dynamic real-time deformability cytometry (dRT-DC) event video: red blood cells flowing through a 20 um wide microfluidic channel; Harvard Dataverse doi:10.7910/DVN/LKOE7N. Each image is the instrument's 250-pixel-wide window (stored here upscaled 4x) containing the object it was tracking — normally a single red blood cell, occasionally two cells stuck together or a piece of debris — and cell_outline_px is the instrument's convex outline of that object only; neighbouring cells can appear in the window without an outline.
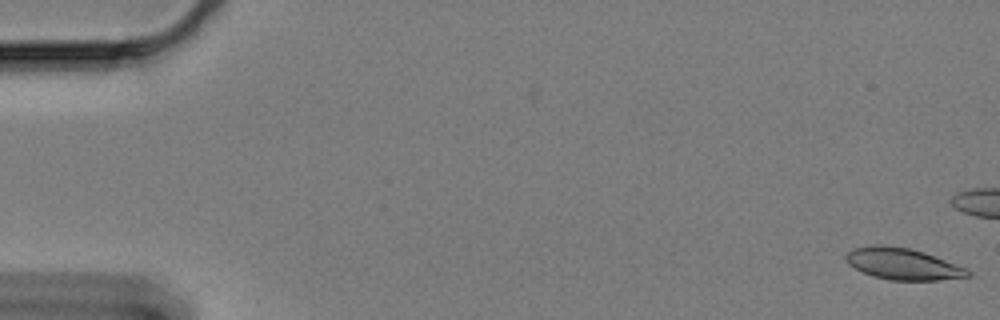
{"species": "Egyptian fruit bat (a non-hibernating species)", "species_latin": "Rousettus aegyptiacus", "temperature_condition": "cold", "stored_images_in_passage": 61, "camera_frame_rate_fps": 3000, "um_per_image_px": 0.085, "animal": {"sex": "female"}, "frame": {"image": 1, "passage_image": 1, "time_ms": 0.0, "image_size_px": [1000, 320], "cell_outline_px": [[972, 276], [940, 280], [888, 280], [872, 276], [848, 264], [844, 260], [844, 256], [852, 248], [876, 244], [880, 244], [912, 248], [924, 252], [968, 268], [972, 272]], "centroid_in_image_um": [76.75, 22.42], "position_along_channel_um": 8.2, "area_um2": 22.72}}
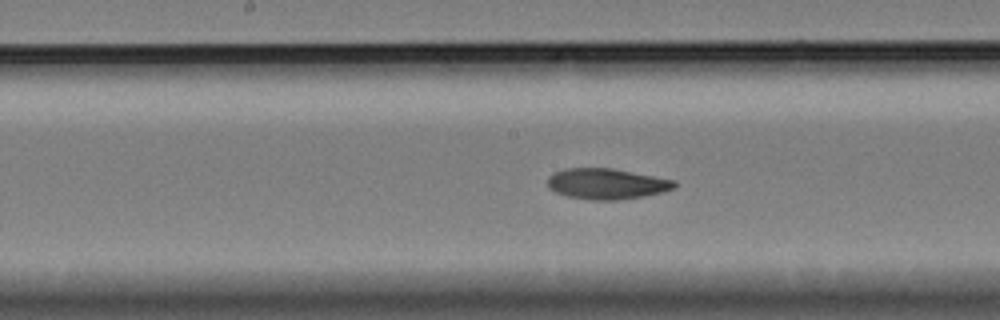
{"frame": {"image": 2, "passage_image": 31, "time_ms": 10.0, "image_size_px": [1000, 320], "cell_outline_px": [[676, 188], [664, 192], [644, 196], [616, 200], [592, 200], [568, 196], [556, 192], [548, 188], [548, 176], [564, 168], [612, 168], [676, 180]], "centroid_in_image_um": [51.59, 15.62], "position_along_channel_um": 196.6, "area_um2": 22.77}}
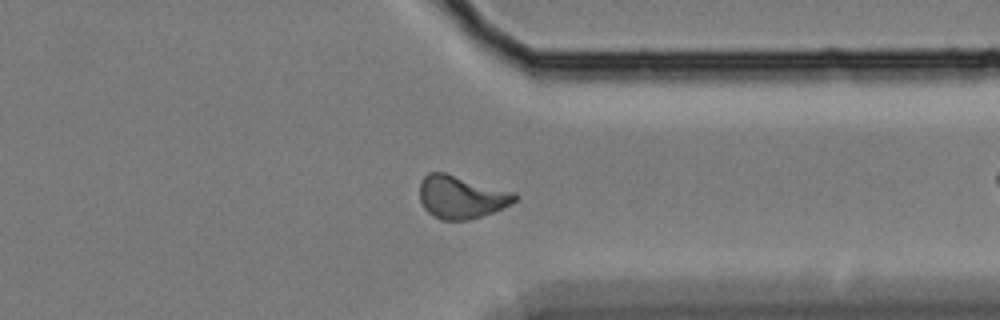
{"frame": {"image": 3, "passage_image": 47, "time_ms": 15.333, "image_size_px": [1000, 320], "cell_outline_px": [[520, 196], [512, 204], [504, 208], [468, 220], [440, 220], [432, 216], [420, 204], [420, 180], [428, 172], [444, 172], [516, 192]], "centroid_in_image_um": [39.21, 16.74], "position_along_channel_um": 372.2, "area_um2": 24.1}, "authors_computed_cell_mechanics": {"area_um2": 22.831, "velocity_mm_per_s": 3.3151, "shape_relaxation_time_tau1_ms": 10.7946, "shape_relaxation_time_tau2_ms": 8.2579, "deformation_change_tau1": 0.1873, "deformation_change_tau2": 0.1466}}